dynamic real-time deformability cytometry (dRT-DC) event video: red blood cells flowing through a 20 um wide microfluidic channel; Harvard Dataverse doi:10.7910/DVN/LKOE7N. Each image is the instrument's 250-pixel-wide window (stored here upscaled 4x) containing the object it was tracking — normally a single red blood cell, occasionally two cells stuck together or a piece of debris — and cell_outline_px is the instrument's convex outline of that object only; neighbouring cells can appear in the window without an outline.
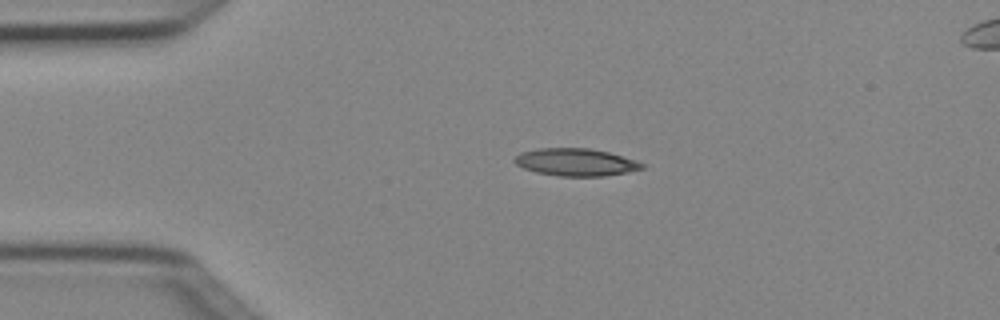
{"species": "Egyptian fruit bat (a non-hibernating species)", "species_latin": "Rousettus aegyptiacus", "temperature_condition": "cold", "stored_images_in_passage": 5, "camera_frame_rate_fps": 3000, "um_per_image_px": 0.085, "animal": {"sex": "female"}, "frame": {"image": 1, "passage_image": 3, "time_ms": 0.667, "image_size_px": [1000, 320], "cell_outline_px": [[648, 168], [628, 172], [604, 176], [560, 176], [536, 172], [524, 168], [516, 164], [512, 160], [520, 152], [536, 148], [588, 148], [608, 152], [636, 160], [648, 164]], "centroid_in_image_um": [48.99, 13.78], "position_along_channel_um": 36.0, "area_um2": 20.63}}